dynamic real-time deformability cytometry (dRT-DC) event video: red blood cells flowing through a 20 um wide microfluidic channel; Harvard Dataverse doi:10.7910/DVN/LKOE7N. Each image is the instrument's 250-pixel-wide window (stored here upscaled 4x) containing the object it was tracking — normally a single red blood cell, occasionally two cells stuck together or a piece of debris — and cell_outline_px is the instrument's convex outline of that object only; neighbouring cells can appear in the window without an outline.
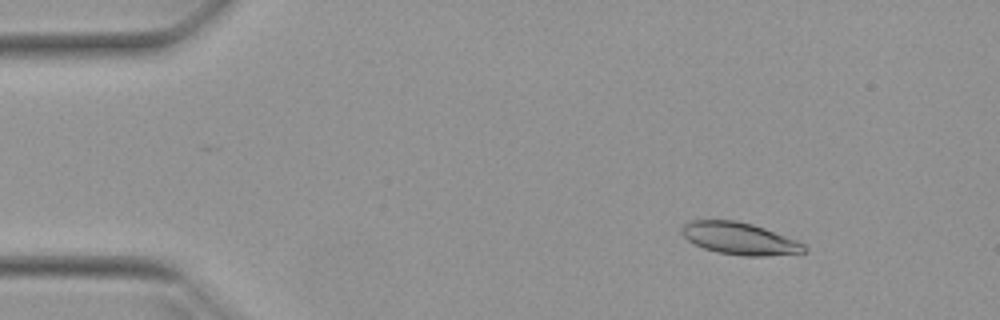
{"species": "Egyptian fruit bat (a non-hibernating species)", "species_latin": "Rousettus aegyptiacus", "temperature_condition": "warm", "stored_images_in_passage": 51, "camera_frame_rate_fps": 3000, "um_per_image_px": 0.085, "animal": {"sex": "female"}, "frame": {"image": 1, "passage_image": 6, "time_ms": 1.667, "image_size_px": [1000, 320], "cell_outline_px": [[808, 252], [764, 256], [744, 256], [716, 252], [704, 248], [688, 240], [680, 232], [680, 228], [684, 224], [692, 220], [736, 220], [752, 224], [764, 228], [796, 240], [804, 244], [808, 248]], "centroid_in_image_um": [62.86, 20.28], "position_along_channel_um": 22.1, "area_um2": 22.89}}
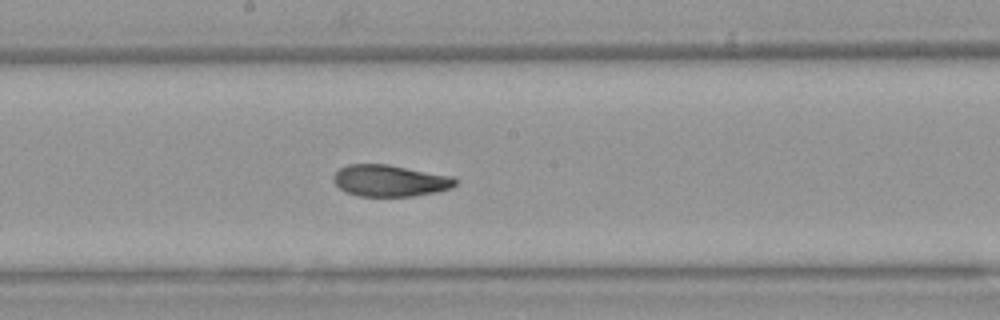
{"frame": {"image": 2, "passage_image": 27, "time_ms": 8.667, "image_size_px": [1000, 320], "cell_outline_px": [[460, 180], [452, 188], [436, 192], [412, 196], [360, 196], [344, 192], [332, 180], [332, 176], [340, 168], [348, 164], [388, 164], [452, 176]], "centroid_in_image_um": [33.15, 15.35], "position_along_channel_um": 215.0, "area_um2": 22.6}}
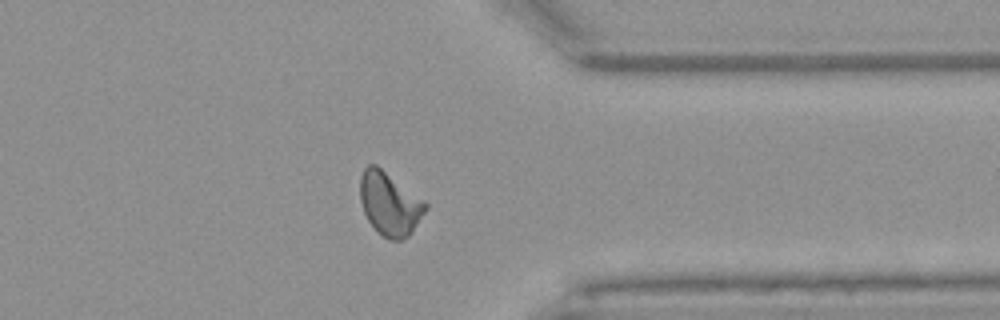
{"frame": {"image": 3, "passage_image": 40, "time_ms": 13.0, "image_size_px": [1000, 320], "cell_outline_px": [[428, 208], [412, 232], [408, 236], [400, 240], [392, 240], [376, 232], [368, 220], [364, 212], [360, 200], [360, 176], [364, 168], [368, 164], [376, 164], [424, 200], [428, 204]], "centroid_in_image_um": [33.12, 17.32], "position_along_channel_um": 378.3, "area_um2": 24.16}, "authors_computed_cell_mechanics": {"area_um2": 23.0044, "velocity_mm_per_s": 3.9437, "shape_relaxation_time_tau1_ms": 5.2197, "shape_relaxation_time_tau2_ms": 1.2149, "deformation_change_tau1": 0.1806, "deformation_change_tau2": 0.0629}}